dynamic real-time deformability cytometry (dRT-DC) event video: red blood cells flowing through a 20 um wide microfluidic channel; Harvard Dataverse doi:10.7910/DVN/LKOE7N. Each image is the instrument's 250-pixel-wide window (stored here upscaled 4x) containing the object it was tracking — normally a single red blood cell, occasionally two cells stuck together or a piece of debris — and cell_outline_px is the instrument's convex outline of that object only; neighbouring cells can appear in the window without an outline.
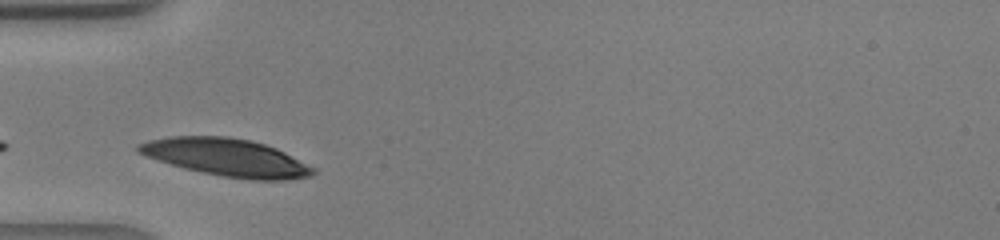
{"species": "human", "species_latin": "Homo sapiens", "temperature_condition": "warm", "stored_images_in_passage": 23, "camera_frame_rate_fps": 3000, "um_per_image_px": 0.085, "donor": {"sex": "male"}, "frame": {"image": 1, "passage_image": 3, "time_ms": 0.667, "image_size_px": [1000, 240], "cell_outline_px": [[316, 172], [312, 176], [284, 180], [252, 180], [220, 176], [184, 168], [136, 152], [136, 144], [148, 140], [172, 136], [228, 136], [252, 140], [276, 148], [316, 168]], "centroid_in_image_um": [19.28, 13.38], "position_along_channel_um": 65.7, "area_um2": 38.21}}
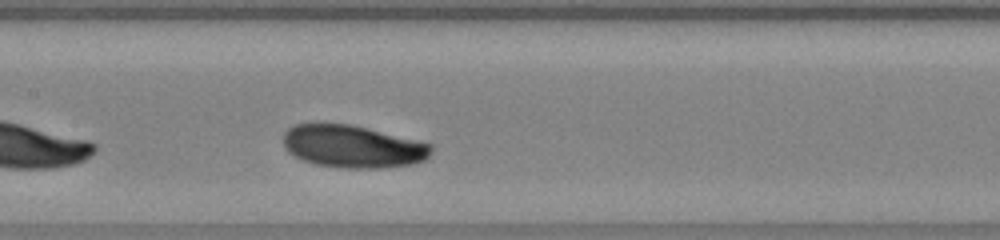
{"frame": {"image": 2, "passage_image": 10, "time_ms": 3.0, "image_size_px": [1000, 240], "cell_outline_px": [[432, 152], [424, 160], [412, 164], [380, 168], [340, 168], [316, 164], [304, 160], [288, 152], [284, 144], [284, 132], [288, 128], [296, 124], [348, 124], [416, 140], [432, 144]], "centroid_in_image_um": [29.98, 12.46], "position_along_channel_um": 177.4, "area_um2": 36.24}}
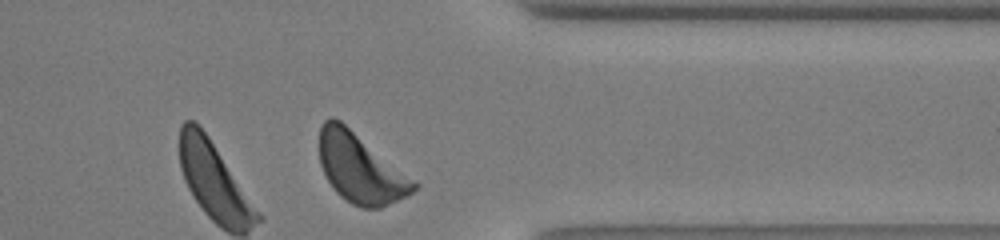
{"frame": {"image": 3, "passage_image": 23, "time_ms": 7.333, "image_size_px": [1000, 240], "cell_outline_px": [[420, 188], [408, 196], [380, 208], [360, 208], [352, 204], [340, 196], [336, 192], [328, 180], [320, 164], [320, 128], [324, 120], [332, 116], [340, 120], [420, 184]], "centroid_in_image_um": [30.66, 14.33], "position_along_channel_um": 380.7, "area_um2": 38.03}}